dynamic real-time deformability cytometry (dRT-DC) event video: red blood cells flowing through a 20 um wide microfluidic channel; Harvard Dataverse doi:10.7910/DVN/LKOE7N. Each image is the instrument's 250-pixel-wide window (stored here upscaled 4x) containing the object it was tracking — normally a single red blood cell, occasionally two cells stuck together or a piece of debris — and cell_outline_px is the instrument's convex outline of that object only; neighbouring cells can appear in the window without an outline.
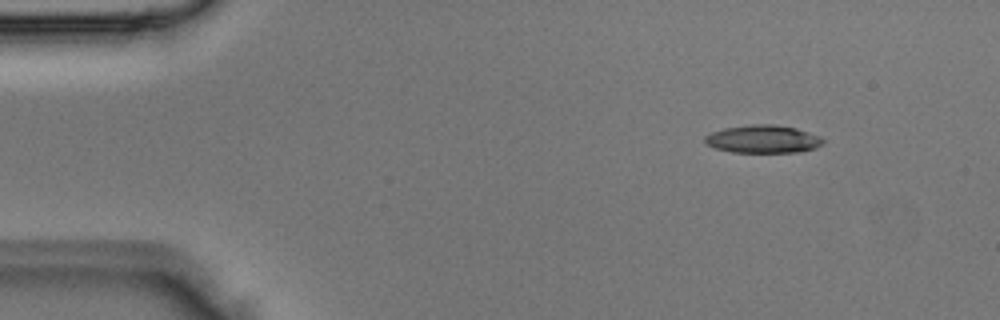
{"species": "Egyptian fruit bat (a non-hibernating species)", "species_latin": "Rousettus aegyptiacus", "temperature_condition": "room temperature", "stored_images_in_passage": 3, "camera_frame_rate_fps": 3000, "um_per_image_px": 0.085, "animal": {"sex": "male"}, "frame": {"image": 1, "passage_image": 1, "time_ms": 0.0, "image_size_px": [1000, 320], "cell_outline_px": [[824, 144], [816, 148], [800, 152], [732, 152], [716, 148], [704, 144], [704, 136], [712, 132], [724, 128], [752, 124], [776, 124], [796, 128], [820, 136], [824, 140]], "centroid_in_image_um": [64.86, 11.82], "position_along_channel_um": 20.1, "area_um2": 19.36}}